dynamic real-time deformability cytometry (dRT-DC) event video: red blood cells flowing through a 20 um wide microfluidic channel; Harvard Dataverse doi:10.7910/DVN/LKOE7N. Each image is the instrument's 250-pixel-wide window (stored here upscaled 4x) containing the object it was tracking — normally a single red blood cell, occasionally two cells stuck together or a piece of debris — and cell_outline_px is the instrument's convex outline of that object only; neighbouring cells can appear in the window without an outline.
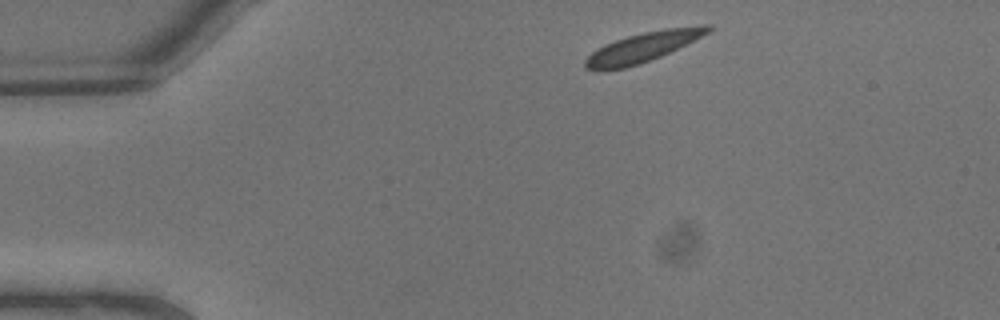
{"species": "common noctule bat (a hibernating species)", "species_latin": "Nyctalus noctula", "temperature_condition": "warm", "stored_images_in_passage": 5, "camera_frame_rate_fps": 3000, "um_per_image_px": 0.085, "animal": {"sex": "male", "body_mass_g": 13.3}, "frame": {"image": 1, "passage_image": 1, "time_ms": 0.0, "image_size_px": [1000, 320], "cell_outline_px": [[712, 28], [708, 32], [660, 56], [624, 68], [604, 72], [596, 72], [584, 68], [584, 60], [592, 52], [604, 44], [628, 36], [644, 32], [664, 28], [704, 24], [712, 24]], "centroid_in_image_um": [54.55, 4.02], "position_along_channel_um": 30.5, "area_um2": 21.1}}
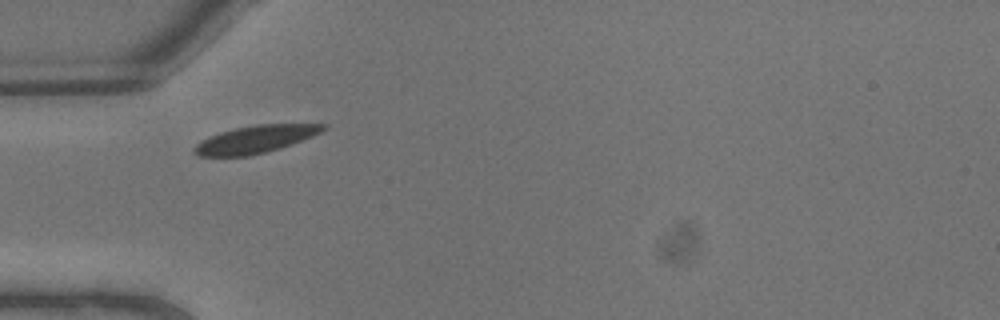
{"frame": {"image": 2, "passage_image": 4, "time_ms": 1.0, "image_size_px": [1000, 320], "cell_outline_px": [[328, 128], [312, 136], [292, 144], [280, 148], [248, 156], [200, 156], [192, 152], [192, 148], [196, 144], [220, 132], [236, 128], [256, 124], [328, 124]], "centroid_in_image_um": [21.72, 11.84], "position_along_channel_um": 63.3, "area_um2": 20.4}}